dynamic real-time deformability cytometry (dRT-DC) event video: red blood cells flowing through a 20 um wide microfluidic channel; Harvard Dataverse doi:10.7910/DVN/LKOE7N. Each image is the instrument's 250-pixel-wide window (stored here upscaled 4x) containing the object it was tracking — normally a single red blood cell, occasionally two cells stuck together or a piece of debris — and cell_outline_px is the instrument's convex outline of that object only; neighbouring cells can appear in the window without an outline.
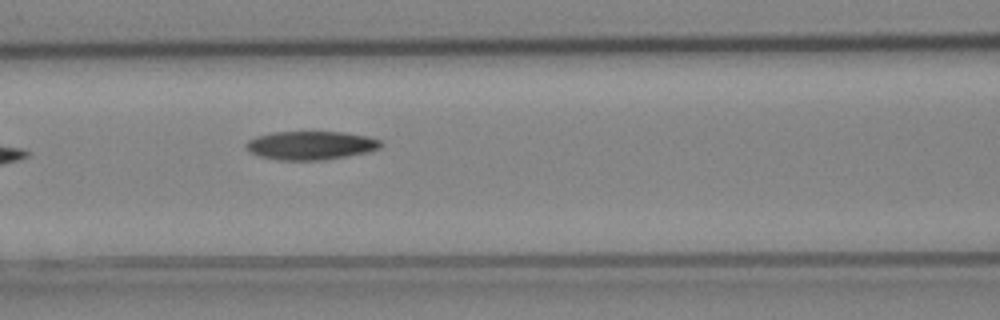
{"species": "Egyptian fruit bat (a non-hibernating species)", "species_latin": "Rousettus aegyptiacus", "temperature_condition": "cold", "stored_images_in_passage": 7, "camera_frame_rate_fps": 3000, "um_per_image_px": 0.085, "animal": {"sex": "female"}, "frame": {"image": 1, "passage_image": 7, "time_ms": 2.0, "image_size_px": [1000, 320], "cell_outline_px": [[384, 144], [380, 148], [368, 152], [348, 156], [324, 160], [280, 160], [260, 156], [248, 152], [244, 144], [248, 140], [256, 136], [272, 132], [344, 132], [368, 136], [380, 140]], "centroid_in_image_um": [26.42, 12.36], "position_along_channel_um": 140.2, "area_um2": 22.66}}